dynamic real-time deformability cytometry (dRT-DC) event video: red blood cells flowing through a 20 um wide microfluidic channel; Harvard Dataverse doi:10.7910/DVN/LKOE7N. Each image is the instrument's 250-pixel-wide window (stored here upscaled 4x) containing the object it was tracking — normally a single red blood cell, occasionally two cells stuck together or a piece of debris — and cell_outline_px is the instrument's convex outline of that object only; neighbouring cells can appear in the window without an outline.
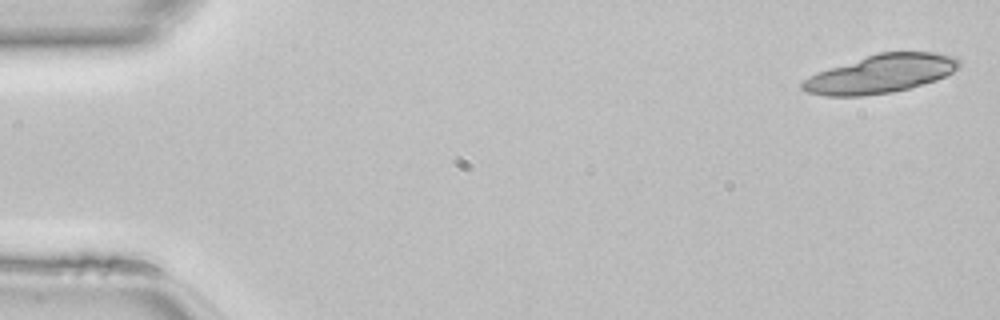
{"species": "common noctule bat (a hibernating species)", "species_latin": "Nyctalus noctula", "temperature_condition": "room temperature", "stored_images_in_passage": 30, "camera_frame_rate_fps": 3000, "um_per_image_px": 0.085, "animal": {"sex": "female", "body_mass_g": 22.7, "forearm_length_mm": 54.2}, "frame": {"image": 1, "passage_image": 1, "time_ms": 0.0, "image_size_px": [1000, 320], "cell_outline_px": [[960, 68], [936, 80], [908, 88], [892, 92], [864, 96], [824, 96], [808, 92], [800, 88], [800, 84], [804, 80], [820, 72], [876, 52], [936, 52], [956, 56], [960, 60]], "centroid_in_image_um": [74.92, 6.27], "position_along_channel_um": 10.1, "area_um2": 34.8}}